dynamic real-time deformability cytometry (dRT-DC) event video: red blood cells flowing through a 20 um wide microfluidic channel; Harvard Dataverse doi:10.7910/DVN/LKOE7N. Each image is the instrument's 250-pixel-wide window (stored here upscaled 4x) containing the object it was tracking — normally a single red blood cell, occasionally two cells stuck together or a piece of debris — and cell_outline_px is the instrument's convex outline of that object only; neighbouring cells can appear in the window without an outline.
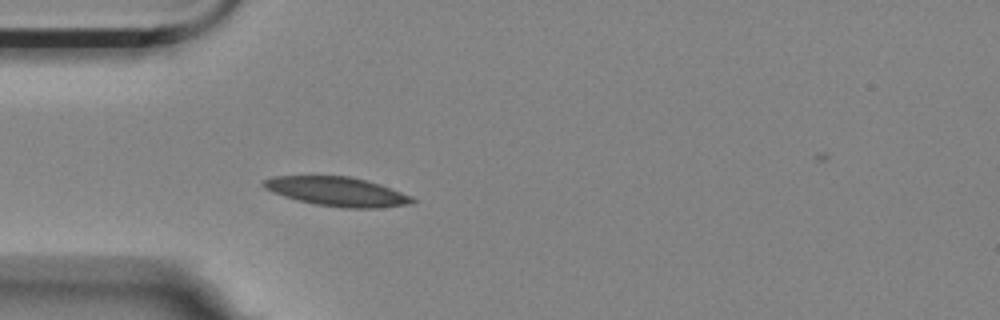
{"species": "Egyptian fruit bat (a non-hibernating species)", "species_latin": "Rousettus aegyptiacus", "temperature_condition": "room temperature", "stored_images_in_passage": 2, "camera_frame_rate_fps": 3000, "um_per_image_px": 0.085, "animal": {"sex": "female"}, "frame": {"image": 1, "passage_image": 1, "time_ms": 0.0, "image_size_px": [1000, 320], "cell_outline_px": [[416, 200], [412, 204], [376, 208], [344, 208], [316, 204], [284, 196], [272, 192], [264, 188], [260, 184], [264, 180], [272, 176], [348, 176], [380, 184], [412, 196]], "centroid_in_image_um": [28.66, 16.28], "position_along_channel_um": 56.3, "area_um2": 25.14}}